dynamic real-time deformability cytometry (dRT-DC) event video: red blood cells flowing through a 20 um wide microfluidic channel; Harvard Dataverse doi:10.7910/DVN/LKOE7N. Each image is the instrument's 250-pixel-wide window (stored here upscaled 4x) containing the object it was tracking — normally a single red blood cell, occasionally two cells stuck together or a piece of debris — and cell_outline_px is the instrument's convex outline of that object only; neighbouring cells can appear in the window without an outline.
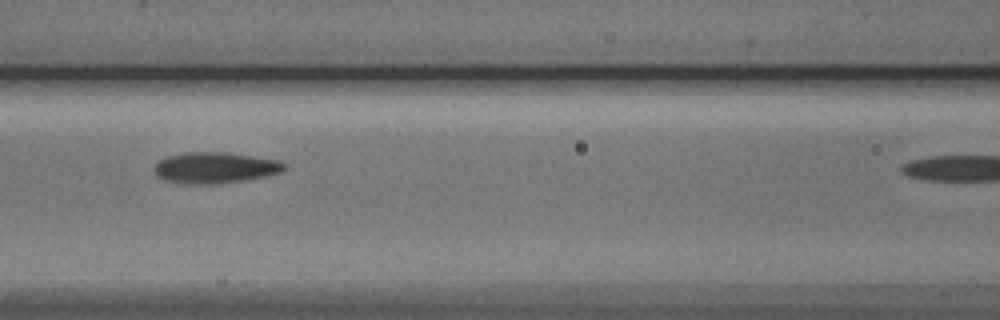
{"species": "Egyptian fruit bat (a non-hibernating species)", "species_latin": "Rousettus aegyptiacus", "temperature_condition": "cold", "stored_images_in_passage": 6, "camera_frame_rate_fps": 3000, "um_per_image_px": 0.085, "animal": {"sex": "male"}, "frame": {"image": 1, "passage_image": 5, "time_ms": 5.333, "image_size_px": [1000, 320], "cell_outline_px": [[284, 168], [280, 172], [264, 176], [244, 180], [216, 184], [188, 184], [164, 180], [156, 176], [152, 168], [160, 160], [168, 156], [184, 152], [228, 152], [280, 160], [284, 164]], "centroid_in_image_um": [18.23, 14.25], "position_along_channel_um": 148.4, "area_um2": 23.58}}